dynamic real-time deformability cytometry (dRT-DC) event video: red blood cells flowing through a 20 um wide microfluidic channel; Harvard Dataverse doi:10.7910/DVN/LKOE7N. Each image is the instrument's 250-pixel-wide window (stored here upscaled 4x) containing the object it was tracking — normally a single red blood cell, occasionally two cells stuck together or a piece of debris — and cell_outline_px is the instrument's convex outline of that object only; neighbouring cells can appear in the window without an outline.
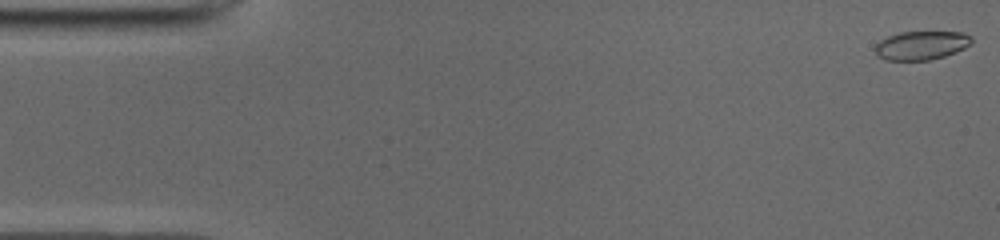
{"species": "common noctule bat (a hibernating species)", "species_latin": "Nyctalus noctula", "temperature_condition": "cold", "stored_images_in_passage": 11, "camera_frame_rate_fps": 3000, "um_per_image_px": 0.085, "animal": {"sex": "male", "body_mass_g": 19.0, "forearm_length_mm": 50.8}, "frame": {"image": 1, "passage_image": 1, "time_ms": 0.0, "image_size_px": [1000, 240], "cell_outline_px": [[972, 40], [964, 48], [944, 56], [928, 60], [884, 60], [876, 56], [876, 44], [880, 40], [888, 36], [900, 32], [964, 32], [972, 36]], "centroid_in_image_um": [78.29, 3.85], "position_along_channel_um": 6.7, "area_um2": 16.07}}